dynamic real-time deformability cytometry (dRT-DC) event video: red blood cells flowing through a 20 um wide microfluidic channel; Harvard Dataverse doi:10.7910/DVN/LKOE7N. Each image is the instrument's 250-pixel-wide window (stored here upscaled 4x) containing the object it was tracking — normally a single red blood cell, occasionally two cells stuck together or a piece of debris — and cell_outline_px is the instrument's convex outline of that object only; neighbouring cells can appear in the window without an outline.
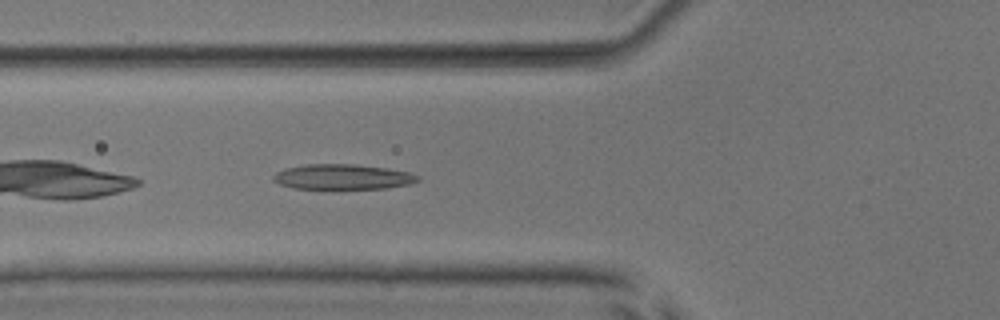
{"species": "common noctule bat (a hibernating species)", "species_latin": "Nyctalus noctula", "temperature_condition": "room temperature", "stored_images_in_passage": 35, "camera_frame_rate_fps": 3000, "um_per_image_px": 0.085, "animal": {"sex": "male", "body_mass_g": 17.9, "forearm_length_mm": 54.2}, "frame": {"image": 1, "passage_image": 3, "time_ms": 0.667, "image_size_px": [1000, 320], "cell_outline_px": [[420, 180], [408, 184], [388, 188], [292, 188], [280, 184], [272, 180], [272, 176], [276, 172], [284, 168], [304, 164], [352, 164], [384, 168], [408, 172], [420, 176]], "centroid_in_image_um": [29.08, 15.02], "position_along_channel_um": 96.7, "area_um2": 21.04}}
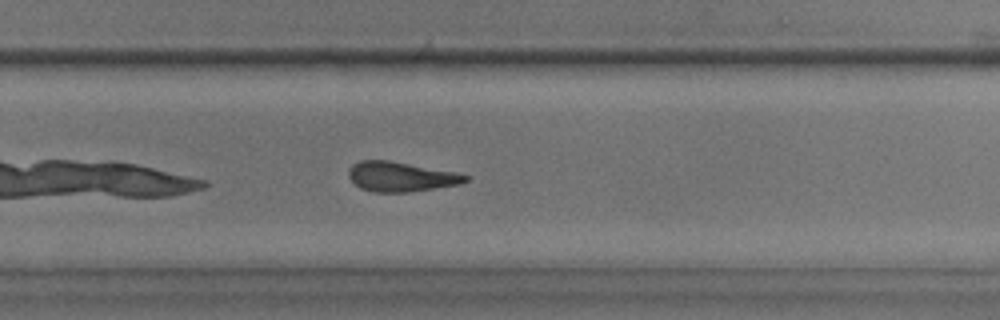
{"frame": {"image": 2, "passage_image": 18, "time_ms": 5.667, "image_size_px": [1000, 320], "cell_outline_px": [[468, 180], [460, 184], [408, 192], [372, 192], [360, 188], [348, 176], [348, 168], [352, 164], [360, 160], [388, 160], [456, 172], [468, 176]], "centroid_in_image_um": [34.03, 15.01], "position_along_channel_um": 295.8, "area_um2": 20.17}}
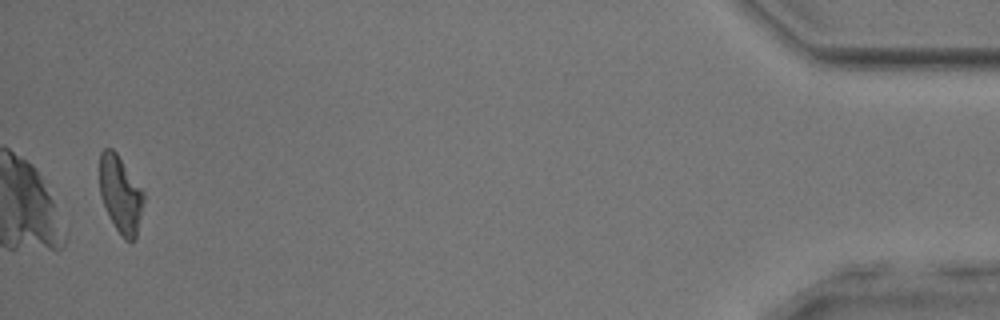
{"frame": {"image": 3, "passage_image": 34, "time_ms": 11.0, "image_size_px": [1000, 320], "cell_outline_px": [[144, 200], [136, 240], [132, 244], [124, 240], [120, 236], [100, 196], [100, 152], [104, 148], [112, 148], [116, 152], [144, 192]], "centroid_in_image_um": [10.26, 16.56], "position_along_channel_um": 424.9, "area_um2": 19.77}, "authors_computed_cell_mechanics": {"area_um2": 20.6346, "velocity_mm_per_s": 3.9928, "shape_relaxation_time_tau1_ms": 5.5767, "shape_relaxation_time_tau2_ms": 2.5065, "deformation_change_tau1": 0.1857, "deformation_change_tau2": 0.1089}}